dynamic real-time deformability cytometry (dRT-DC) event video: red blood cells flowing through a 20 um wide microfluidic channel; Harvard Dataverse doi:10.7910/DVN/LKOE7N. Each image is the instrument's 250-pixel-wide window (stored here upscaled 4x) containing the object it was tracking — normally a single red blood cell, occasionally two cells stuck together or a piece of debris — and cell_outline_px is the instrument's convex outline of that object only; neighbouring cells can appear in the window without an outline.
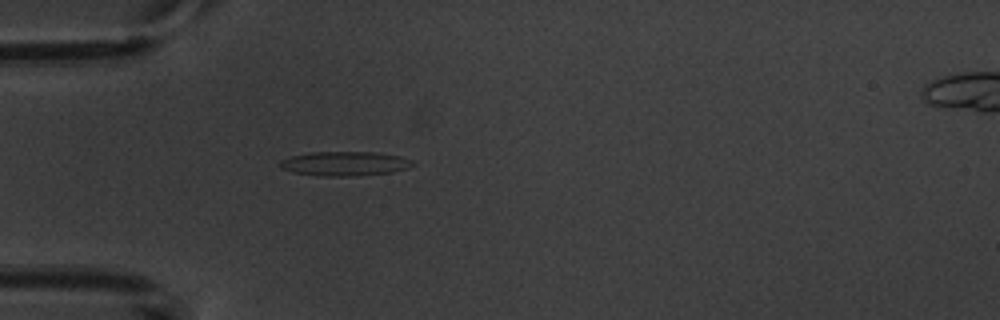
{"species": "common noctule bat (a hibernating species)", "species_latin": "Nyctalus noctula", "temperature_condition": "warm", "stored_images_in_passage": 1, "camera_frame_rate_fps": 3000, "um_per_image_px": 0.085, "animal": {"sex": "male", "body_mass_g": 20.1, "forearm_length_mm": 53.5}, "frame": {"image": 1, "passage_image": 1, "time_ms": 0.0, "image_size_px": [1000, 320], "cell_outline_px": [[416, 164], [408, 168], [392, 172], [356, 176], [316, 176], [292, 172], [280, 168], [280, 160], [292, 156], [312, 152], [376, 152], [400, 156], [412, 160]], "centroid_in_image_um": [29.31, 13.91], "position_along_channel_um": 55.7, "area_um2": 18.96}}